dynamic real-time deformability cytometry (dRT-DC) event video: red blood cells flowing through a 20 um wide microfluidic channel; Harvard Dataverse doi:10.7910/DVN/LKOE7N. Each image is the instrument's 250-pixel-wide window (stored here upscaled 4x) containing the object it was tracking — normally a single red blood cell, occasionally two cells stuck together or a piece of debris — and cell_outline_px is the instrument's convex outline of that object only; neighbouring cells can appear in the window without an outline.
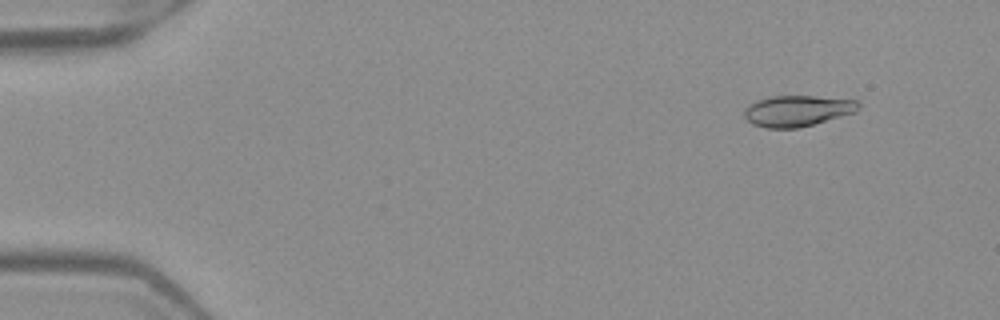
{"species": "Egyptian fruit bat (a non-hibernating species)", "species_latin": "Rousettus aegyptiacus", "temperature_condition": "warm", "stored_images_in_passage": 47, "camera_frame_rate_fps": 3000, "um_per_image_px": 0.085, "frame": {"image": 1, "passage_image": 1, "time_ms": 0.0, "image_size_px": [1000, 320], "cell_outline_px": [[860, 104], [856, 112], [812, 124], [796, 128], [764, 128], [752, 124], [744, 116], [744, 108], [748, 104], [756, 100], [772, 96], [816, 96], [856, 100]], "centroid_in_image_um": [67.73, 9.41], "position_along_channel_um": 17.3, "area_um2": 20.58}}
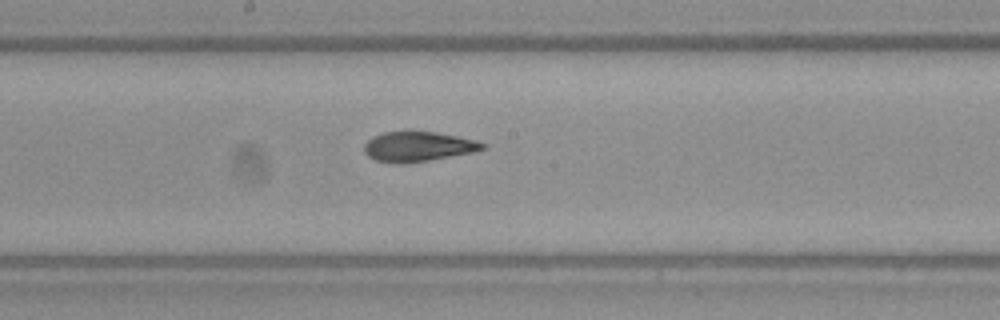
{"frame": {"image": 2, "passage_image": 24, "time_ms": 7.667, "image_size_px": [1000, 320], "cell_outline_px": [[488, 144], [484, 148], [476, 152], [404, 164], [392, 164], [376, 160], [368, 156], [364, 152], [364, 144], [372, 136], [384, 132], [408, 128], [436, 132], [476, 140]], "centroid_in_image_um": [35.51, 12.42], "position_along_channel_um": 212.7, "area_um2": 21.44}}
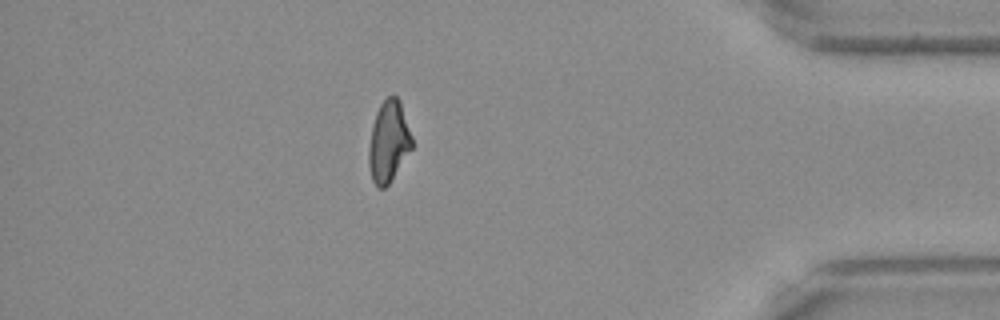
{"frame": {"image": 3, "passage_image": 41, "time_ms": 13.333, "image_size_px": [1000, 320], "cell_outline_px": [[412, 148], [388, 184], [384, 188], [376, 188], [372, 180], [368, 164], [368, 148], [372, 124], [376, 112], [380, 104], [392, 92], [400, 100], [412, 136]], "centroid_in_image_um": [33.01, 12.01], "position_along_channel_um": 402.2, "area_um2": 20.58}, "authors_computed_cell_mechanics": {"area_um2": 20.7502, "velocity_mm_per_s": 4.0095, "shape_relaxation_time_tau1_ms": null, "shape_relaxation_time_tau2_ms": 2.3033, "deformation_change_tau1": null, "deformation_change_tau2": 0.0773}}